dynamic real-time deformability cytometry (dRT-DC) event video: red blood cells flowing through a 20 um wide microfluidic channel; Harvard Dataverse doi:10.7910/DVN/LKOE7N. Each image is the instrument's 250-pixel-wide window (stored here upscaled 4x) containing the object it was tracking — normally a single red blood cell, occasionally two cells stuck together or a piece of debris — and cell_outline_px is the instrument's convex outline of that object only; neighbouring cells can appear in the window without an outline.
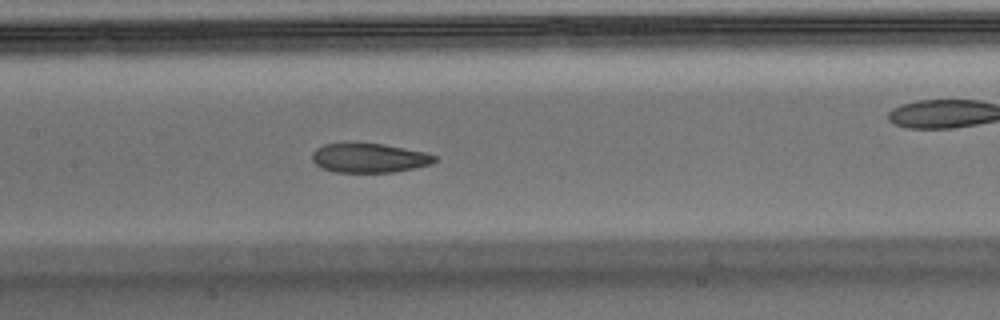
{"species": "Egyptian fruit bat (a non-hibernating species)", "species_latin": "Rousettus aegyptiacus", "temperature_condition": "warm", "stored_images_in_passage": 37, "camera_frame_rate_fps": 3000, "um_per_image_px": 0.085, "animal": {"sex": "male"}, "frame": {"image": 1, "passage_image": 16, "time_ms": 5.0, "image_size_px": [1000, 320], "cell_outline_px": [[436, 160], [432, 164], [396, 172], [336, 172], [324, 168], [316, 164], [312, 160], [312, 152], [316, 148], [324, 144], [384, 144], [424, 152], [436, 156]], "centroid_in_image_um": [31.4, 13.44], "position_along_channel_um": 176.0, "area_um2": 20.63}}